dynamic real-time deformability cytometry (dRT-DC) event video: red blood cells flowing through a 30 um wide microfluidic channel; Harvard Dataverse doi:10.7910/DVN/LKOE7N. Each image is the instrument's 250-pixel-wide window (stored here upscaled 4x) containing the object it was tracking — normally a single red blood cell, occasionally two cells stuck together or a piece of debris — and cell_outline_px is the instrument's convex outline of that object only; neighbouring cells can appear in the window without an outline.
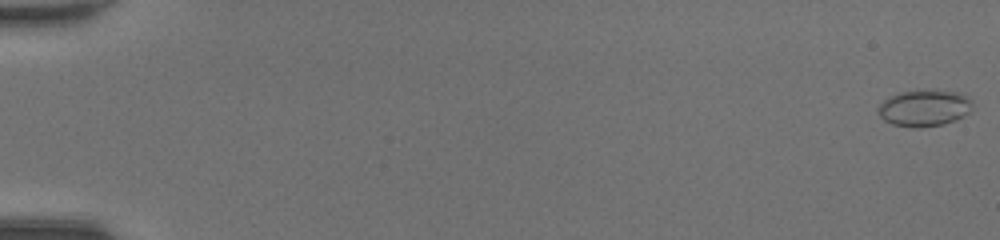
{"species": "common noctule bat (a hibernating species)", "species_latin": "Nyctalus noctula", "temperature_condition": "room temperature", "stored_images_in_passage": 49, "camera_frame_rate_fps": 3000, "um_per_image_px": 0.085, "animal": {"sex": "female", "body_mass_g": 20.0, "forearm_length_mm": 54.0}, "frame": {"image": 1, "passage_image": 1, "time_ms": 0.0, "image_size_px": [1000, 240], "cell_outline_px": [[972, 104], [968, 112], [964, 116], [956, 120], [944, 124], [920, 128], [892, 124], [884, 120], [880, 116], [876, 108], [888, 96], [900, 92], [916, 88], [960, 92], [968, 96], [972, 100]], "centroid_in_image_um": [78.56, 9.15], "position_along_channel_um": 6.4, "area_um2": 20.58}}
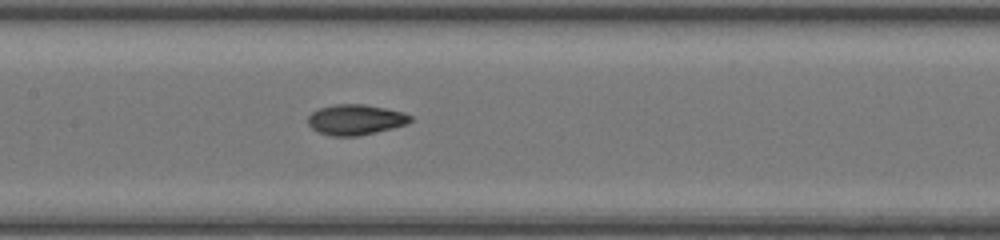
{"frame": {"image": 2, "passage_image": 26, "time_ms": 8.333, "image_size_px": [1000, 240], "cell_outline_px": [[412, 120], [408, 124], [360, 136], [332, 136], [320, 132], [312, 128], [308, 124], [308, 116], [312, 112], [320, 108], [336, 104], [364, 104], [404, 112], [412, 116]], "centroid_in_image_um": [30.24, 10.17], "position_along_channel_um": 177.2, "area_um2": 18.15}}
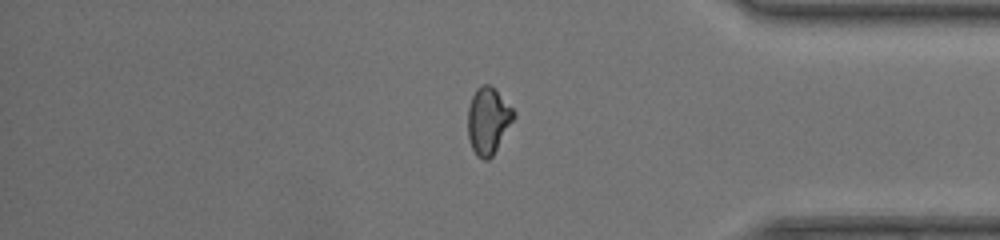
{"frame": {"image": 3, "passage_image": 42, "time_ms": 13.667, "image_size_px": [1000, 240], "cell_outline_px": [[516, 116], [492, 156], [488, 160], [484, 160], [476, 156], [472, 148], [468, 136], [468, 108], [472, 96], [476, 88], [480, 84], [488, 84], [516, 112]], "centroid_in_image_um": [41.48, 10.28], "position_along_channel_um": 393.7, "area_um2": 17.63}, "authors_computed_cell_mechanics": {"area_um2": 17.9758, "velocity_mm_per_s": 4.3856, "shape_relaxation_time_tau1_ms": 4.7751, "shape_relaxation_time_tau2_ms": 2.1214, "deformation_change_tau1": 0.1473, "deformation_change_tau2": 0.0586}}